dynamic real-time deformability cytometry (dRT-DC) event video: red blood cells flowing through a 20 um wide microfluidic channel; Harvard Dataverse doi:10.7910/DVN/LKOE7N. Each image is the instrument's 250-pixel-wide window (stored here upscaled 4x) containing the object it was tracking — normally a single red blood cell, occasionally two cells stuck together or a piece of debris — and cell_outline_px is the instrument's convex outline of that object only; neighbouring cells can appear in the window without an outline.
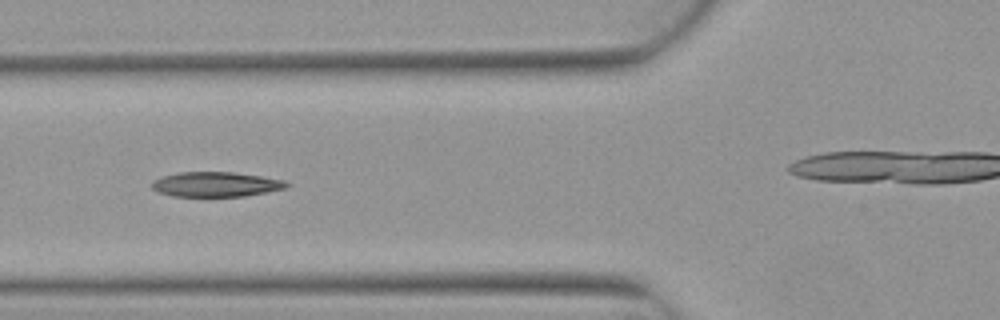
{"species": "Egyptian fruit bat (a non-hibernating species)", "species_latin": "Rousettus aegyptiacus", "temperature_condition": "warm", "stored_images_in_passage": 7, "camera_frame_rate_fps": 3000, "um_per_image_px": 0.085, "animal": {"sex": "female"}, "frame": {"image": 1, "passage_image": 4, "time_ms": 1.0, "image_size_px": [1000, 320], "cell_outline_px": [[292, 184], [284, 188], [244, 196], [172, 196], [160, 192], [152, 188], [152, 180], [164, 176], [180, 172], [232, 172], [260, 176], [284, 180]], "centroid_in_image_um": [18.34, 15.66], "position_along_channel_um": 107.5, "area_um2": 19.25}}
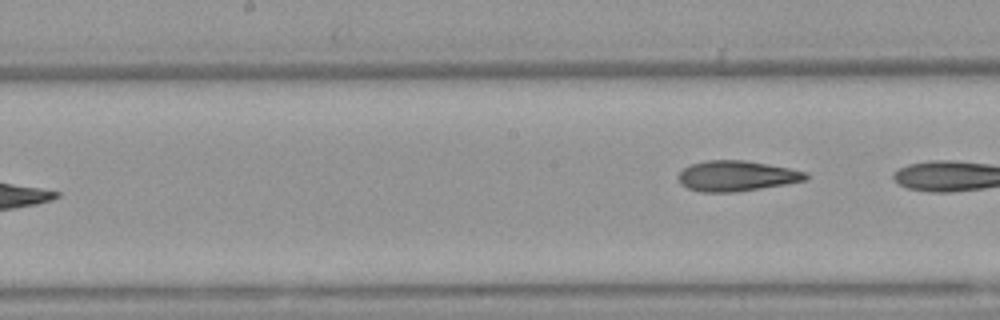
{"frame": {"image": 2, "passage_image": 7, "time_ms": 2.0, "image_size_px": [1000, 320], "cell_outline_px": [[808, 176], [804, 180], [784, 184], [760, 188], [732, 192], [700, 192], [688, 188], [680, 184], [676, 176], [684, 168], [692, 164], [704, 160], [744, 160], [768, 164], [808, 172]], "centroid_in_image_um": [62.55, 14.95], "position_along_channel_um": 185.6, "area_um2": 22.48}}